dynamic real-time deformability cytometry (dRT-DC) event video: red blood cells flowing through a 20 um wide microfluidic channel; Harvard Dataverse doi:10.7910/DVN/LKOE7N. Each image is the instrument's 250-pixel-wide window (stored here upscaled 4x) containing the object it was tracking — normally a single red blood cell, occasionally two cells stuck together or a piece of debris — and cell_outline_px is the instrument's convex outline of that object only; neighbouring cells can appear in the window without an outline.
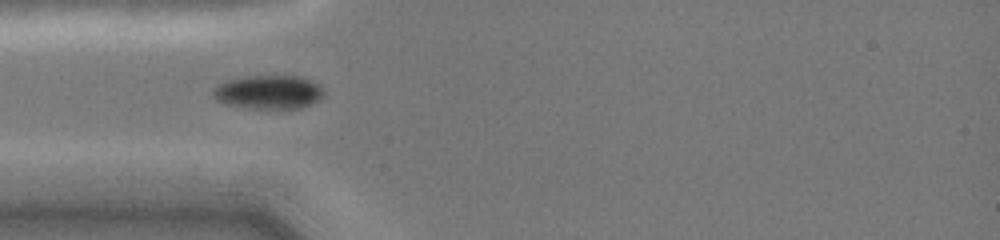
{"species": "common noctule bat (a hibernating species)", "species_latin": "Nyctalus noctula", "temperature_condition": "cold", "stored_images_in_passage": 78, "camera_frame_rate_fps": 3000, "um_per_image_px": 0.085, "animal": {"sex": "female", "body_mass_g": 19.0, "forearm_length_mm": 51.5}, "frame": {"image": 1, "passage_image": 1, "time_ms": 0.0, "image_size_px": [1000, 240], "cell_outline_px": [[324, 96], [320, 100], [300, 108], [252, 108], [224, 104], [216, 100], [212, 96], [212, 88], [216, 84], [228, 80], [248, 76], [300, 76], [320, 84], [324, 92]], "centroid_in_image_um": [22.82, 7.82], "position_along_channel_um": 62.2, "area_um2": 21.96}}
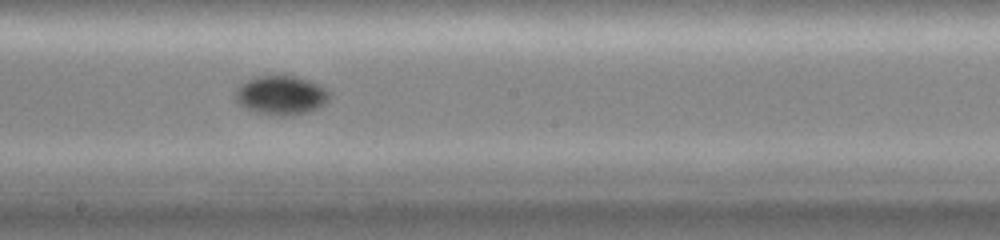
{"frame": {"image": 2, "passage_image": 28, "time_ms": 4.0, "image_size_px": [1000, 240], "cell_outline_px": [[332, 92], [328, 100], [320, 108], [308, 112], [288, 116], [276, 116], [256, 112], [240, 104], [236, 100], [232, 92], [236, 88], [248, 80], [260, 76], [276, 72], [280, 72], [296, 76], [320, 84]], "centroid_in_image_um": [23.92, 8.06], "position_along_channel_um": 224.3, "area_um2": 22.2}}
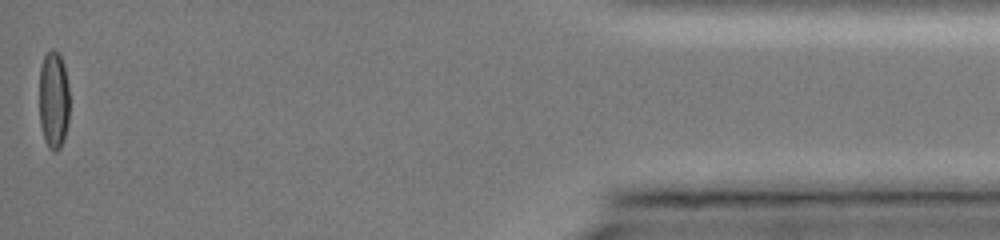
{"frame": {"image": 3, "passage_image": 77, "time_ms": 11.0, "image_size_px": [1000, 240], "cell_outline_px": [[68, 120], [64, 140], [60, 148], [56, 152], [52, 152], [48, 148], [40, 124], [40, 68], [44, 56], [52, 48], [60, 52], [64, 64], [68, 84]], "centroid_in_image_um": [4.57, 8.48], "position_along_channel_um": 430.6, "area_um2": 17.34}, "authors_computed_cell_mechanics": {"area_um2": 19.3052, "velocity_mm_per_s": 4.0583, "shape_relaxation_time_tau1_ms": 3.6188, "shape_relaxation_time_tau2_ms": null, "deformation_change_tau1": 0.0867, "deformation_change_tau2": null}}